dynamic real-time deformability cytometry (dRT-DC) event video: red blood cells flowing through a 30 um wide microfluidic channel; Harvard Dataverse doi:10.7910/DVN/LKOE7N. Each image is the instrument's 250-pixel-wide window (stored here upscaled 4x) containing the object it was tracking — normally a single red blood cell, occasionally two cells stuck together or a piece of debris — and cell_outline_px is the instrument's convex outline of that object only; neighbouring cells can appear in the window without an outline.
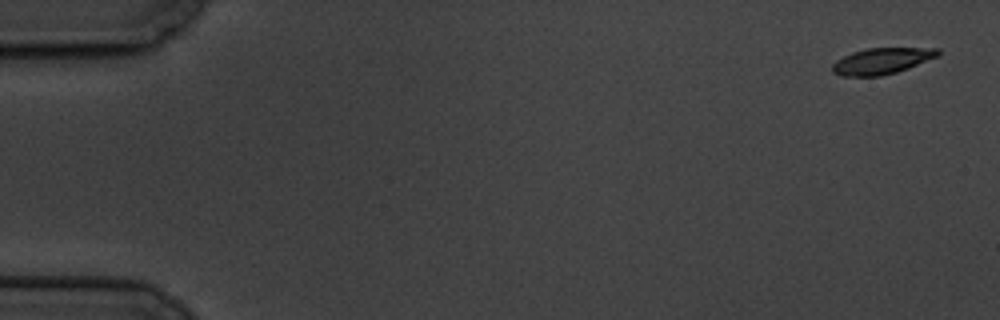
{"species": "common noctule bat (a hibernating species)", "species_latin": "Nyctalus noctula", "temperature_condition": "cold", "stored_images_in_passage": 7, "camera_frame_rate_fps": 3000, "um_per_image_px": 0.085, "animal": {"sex": "male", "body_mass_g": 19.5, "forearm_length_mm": 54.6}, "frame": {"image": 1, "passage_image": 1, "time_ms": 0.0, "image_size_px": [1000, 320], "cell_outline_px": [[940, 56], [908, 68], [896, 72], [880, 76], [840, 76], [832, 72], [832, 64], [836, 60], [852, 52], [868, 48], [940, 48]], "centroid_in_image_um": [74.96, 5.18], "position_along_channel_um": 10.0, "area_um2": 16.18}}
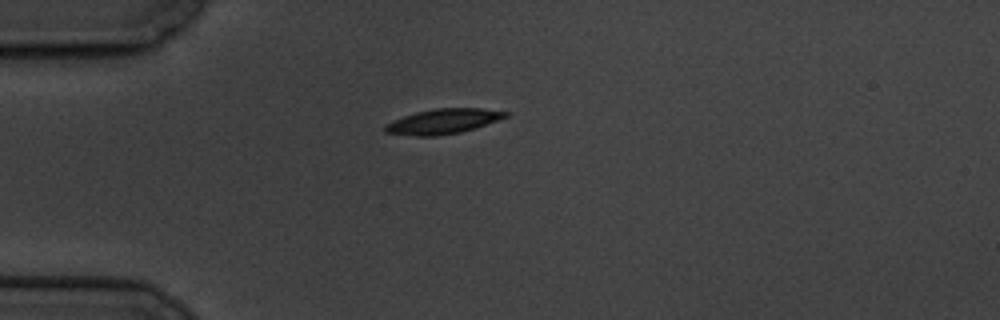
{"frame": {"image": 2, "passage_image": 5, "time_ms": 4.667, "image_size_px": [1000, 320], "cell_outline_px": [[508, 116], [460, 132], [436, 136], [416, 136], [384, 132], [384, 124], [392, 120], [416, 112], [436, 108], [480, 108], [508, 112]], "centroid_in_image_um": [37.59, 10.31], "position_along_channel_um": 47.4, "area_um2": 17.22}}
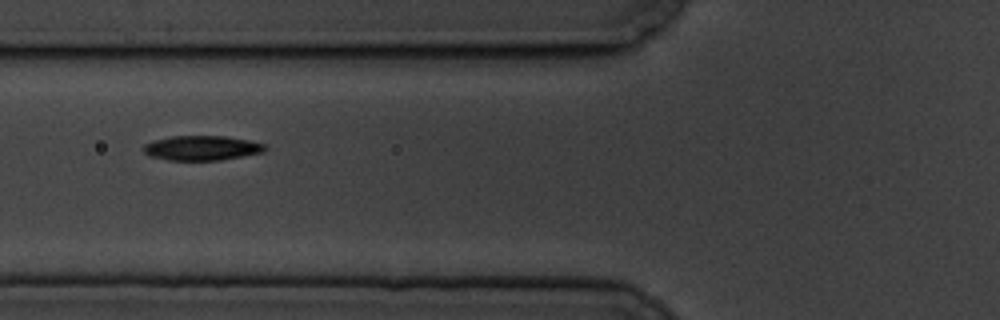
{"frame": {"image": 3, "passage_image": 7, "time_ms": 7.0, "image_size_px": [1000, 320], "cell_outline_px": [[268, 148], [264, 152], [220, 160], [168, 160], [152, 156], [144, 152], [140, 148], [144, 144], [152, 140], [172, 136], [224, 136], [248, 140], [264, 144]], "centroid_in_image_um": [17.13, 12.57], "position_along_channel_um": 108.7, "area_um2": 17.51}}